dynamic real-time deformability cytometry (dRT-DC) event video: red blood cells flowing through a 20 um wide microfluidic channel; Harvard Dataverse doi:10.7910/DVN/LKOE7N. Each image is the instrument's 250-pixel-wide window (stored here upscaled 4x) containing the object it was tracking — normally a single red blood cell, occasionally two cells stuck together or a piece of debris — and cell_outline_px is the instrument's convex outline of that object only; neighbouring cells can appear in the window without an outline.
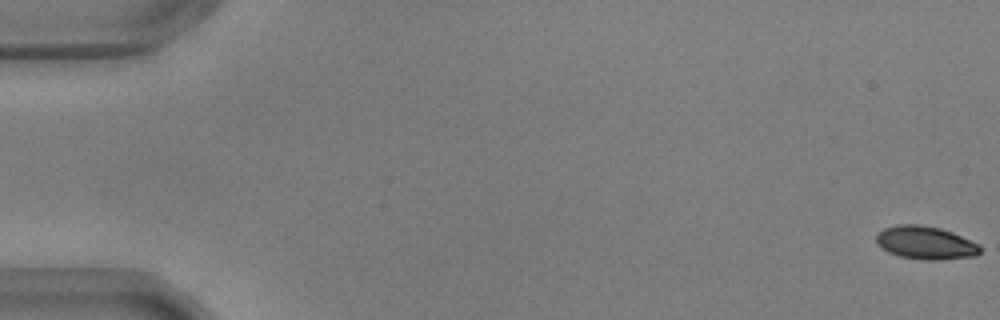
{"species": "common noctule bat (a hibernating species)", "species_latin": "Nyctalus noctula", "temperature_condition": "warm", "stored_images_in_passage": 56, "camera_frame_rate_fps": 3000, "um_per_image_px": 0.085, "animal": {"sex": "male", "body_mass_g": 17.9, "forearm_length_mm": 54.2}, "frame": {"image": 1, "passage_image": 1, "time_ms": 0.0, "image_size_px": [1000, 320], "cell_outline_px": [[980, 252], [976, 256], [936, 260], [924, 260], [900, 256], [888, 252], [876, 240], [876, 236], [884, 228], [896, 224], [920, 224], [940, 228], [952, 232], [980, 244]], "centroid_in_image_um": [78.7, 20.63], "position_along_channel_um": 6.3, "area_um2": 19.94}}
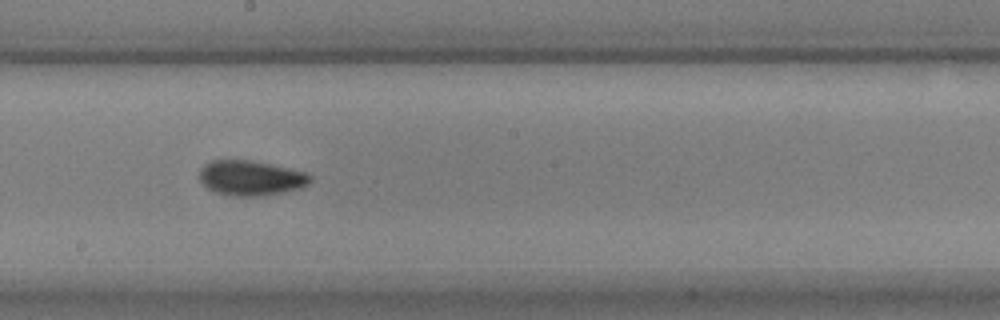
{"frame": {"image": 2, "passage_image": 32, "time_ms": 10.333, "image_size_px": [1000, 320], "cell_outline_px": [[312, 180], [304, 188], [260, 196], [236, 196], [216, 192], [208, 188], [200, 180], [200, 168], [204, 164], [212, 160], [252, 160], [272, 164], [308, 172], [312, 176]], "centroid_in_image_um": [21.37, 15.12], "position_along_channel_um": 226.8, "area_um2": 22.77}}
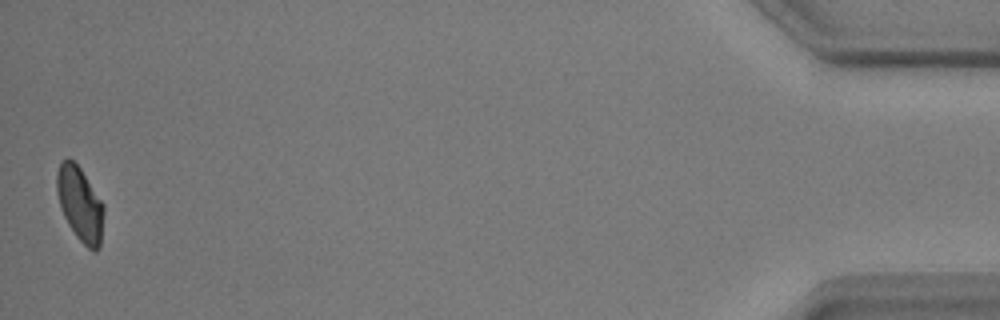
{"frame": {"image": 3, "passage_image": 56, "time_ms": 18.333, "image_size_px": [1000, 320], "cell_outline_px": [[104, 212], [100, 248], [96, 252], [92, 252], [76, 236], [68, 224], [60, 208], [56, 192], [56, 172], [60, 164], [68, 156], [80, 168], [104, 204]], "centroid_in_image_um": [6.8, 17.36], "position_along_channel_um": 428.4, "area_um2": 20.52}, "authors_computed_cell_mechanics": {"area_um2": 21.1259, "velocity_mm_per_s": 3.6294, "shape_relaxation_time_tau1_ms": 4.2864, "shape_relaxation_time_tau2_ms": 2.9011, "deformation_change_tau1": 0.1351, "deformation_change_tau2": 0.0588}}